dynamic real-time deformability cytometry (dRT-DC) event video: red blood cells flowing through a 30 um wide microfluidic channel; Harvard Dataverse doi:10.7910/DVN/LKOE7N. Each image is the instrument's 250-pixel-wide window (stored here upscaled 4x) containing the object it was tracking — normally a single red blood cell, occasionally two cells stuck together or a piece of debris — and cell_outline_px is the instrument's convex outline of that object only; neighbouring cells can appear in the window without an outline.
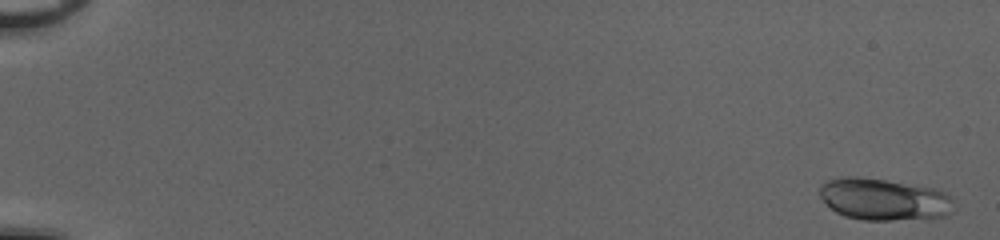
{"species": "common noctule bat (a hibernating species)", "species_latin": "Nyctalus noctula", "temperature_condition": "cold", "stored_images_in_passage": 52, "camera_frame_rate_fps": 3000, "um_per_image_px": 0.085, "animal": {"sex": "female", "body_mass_g": 20.0, "forearm_length_mm": 54.0}, "frame": {"image": 1, "passage_image": 2, "time_ms": 0.333, "image_size_px": [1000, 240], "cell_outline_px": [[956, 208], [948, 216], [892, 220], [864, 220], [844, 216], [836, 212], [820, 196], [820, 184], [824, 180], [840, 176], [856, 176], [884, 180], [932, 188], [944, 192], [952, 200]], "centroid_in_image_um": [75.11, 16.94], "position_along_channel_um": 9.9, "area_um2": 32.71}}
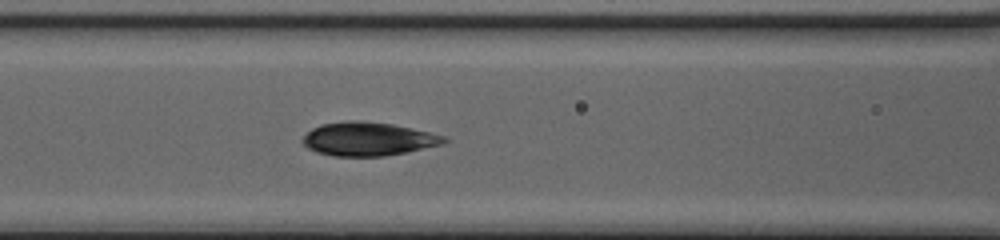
{"frame": {"image": 2, "passage_image": 25, "time_ms": 8.0, "image_size_px": [1000, 240], "cell_outline_px": [[448, 140], [444, 144], [384, 156], [332, 156], [316, 152], [308, 148], [300, 140], [312, 128], [320, 124], [348, 120], [360, 120], [392, 124], [448, 136]], "centroid_in_image_um": [31.28, 11.81], "position_along_channel_um": 135.3, "area_um2": 27.74}}
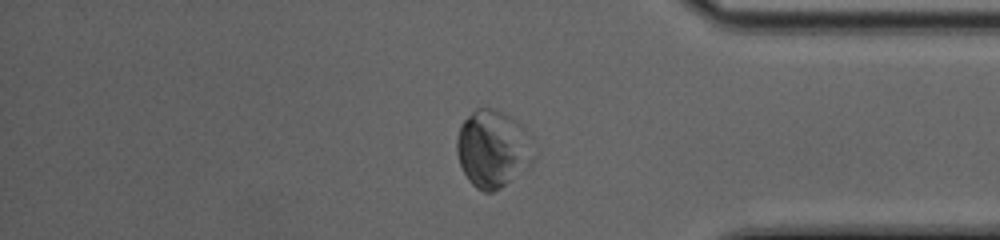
{"frame": {"image": 3, "passage_image": 45, "time_ms": 14.667, "image_size_px": [1000, 240], "cell_outline_px": [[536, 156], [532, 164], [500, 188], [492, 192], [484, 192], [476, 188], [468, 180], [460, 164], [456, 152], [456, 140], [460, 124], [476, 108], [492, 108], [516, 120], [524, 128]], "centroid_in_image_um": [41.87, 12.66], "position_along_channel_um": 393.3, "area_um2": 34.56}, "authors_computed_cell_mechanics": {"area_um2": 28.1197, "velocity_mm_per_s": 4.0659, "shape_relaxation_time_tau1_ms": 2.7105, "shape_relaxation_time_tau2_ms": 0.9765, "deformation_change_tau1": 0.0806, "deformation_change_tau2": 0.052}}